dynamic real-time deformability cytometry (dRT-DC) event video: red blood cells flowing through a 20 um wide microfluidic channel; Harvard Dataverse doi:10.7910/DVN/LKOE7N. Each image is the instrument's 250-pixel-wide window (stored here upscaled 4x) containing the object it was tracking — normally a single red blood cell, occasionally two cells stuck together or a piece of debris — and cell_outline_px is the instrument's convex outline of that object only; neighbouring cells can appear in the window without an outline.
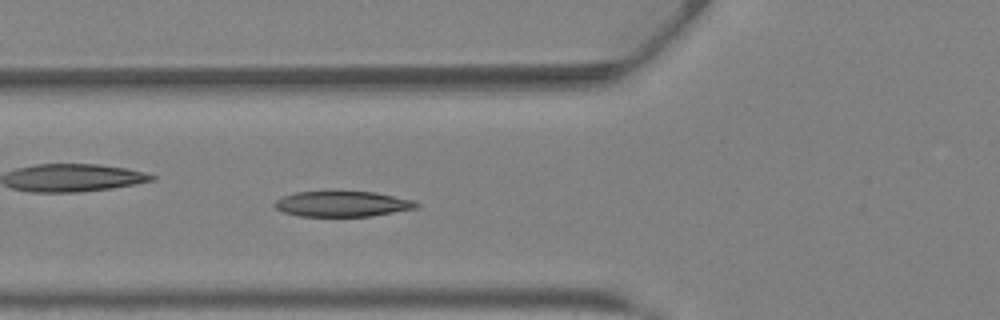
{"species": "Egyptian fruit bat (a non-hibernating species)", "species_latin": "Rousettus aegyptiacus", "temperature_condition": "warm", "stored_images_in_passage": 32, "camera_frame_rate_fps": 3000, "um_per_image_px": 0.085, "animal": {"sex": "female"}, "frame": {"image": 1, "passage_image": 6, "time_ms": 1.667, "image_size_px": [1000, 320], "cell_outline_px": [[420, 204], [416, 208], [372, 216], [300, 216], [284, 212], [276, 208], [272, 204], [276, 200], [284, 196], [296, 192], [376, 192], [412, 200]], "centroid_in_image_um": [29.1, 17.34], "position_along_channel_um": 96.7, "area_um2": 20.81}}
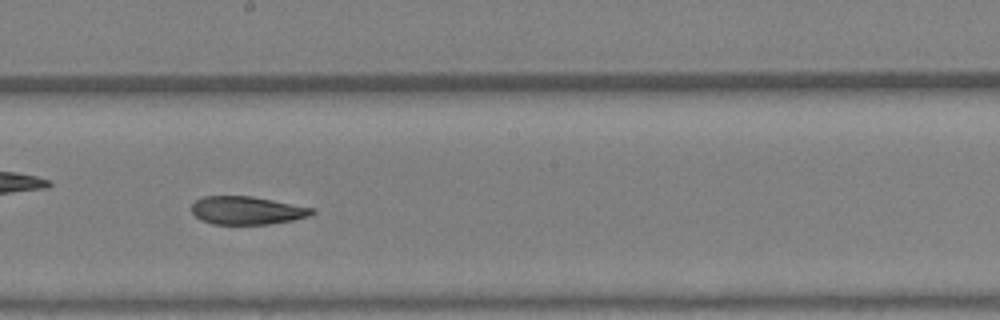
{"frame": {"image": 2, "passage_image": 14, "time_ms": 4.333, "image_size_px": [1000, 320], "cell_outline_px": [[316, 212], [308, 216], [292, 220], [268, 224], [212, 224], [200, 220], [192, 212], [192, 204], [196, 200], [204, 196], [252, 196], [316, 208]], "centroid_in_image_um": [21.0, 17.88], "position_along_channel_um": 227.2, "area_um2": 19.77}}
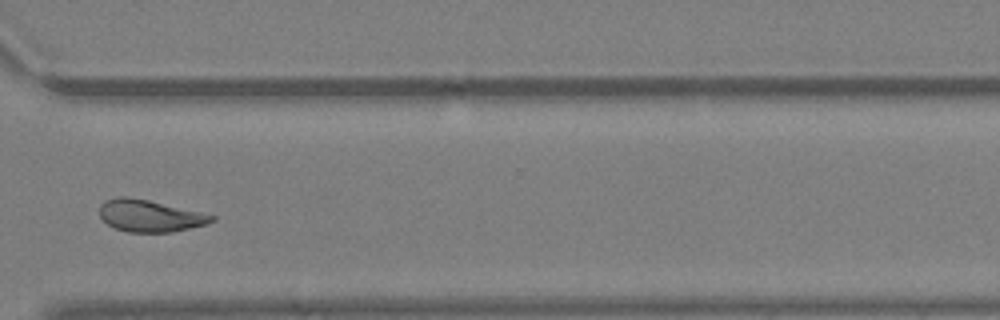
{"frame": {"image": 3, "passage_image": 22, "time_ms": 7.0, "image_size_px": [1000, 320], "cell_outline_px": [[216, 220], [208, 224], [172, 232], [128, 232], [116, 228], [108, 224], [100, 216], [100, 204], [104, 200], [120, 196], [128, 196], [148, 200], [200, 212], [216, 216]], "centroid_in_image_um": [12.74, 18.34], "position_along_channel_um": 357.9, "area_um2": 20.81}, "authors_computed_cell_mechanics": {"area_um2": 21.2993, "velocity_mm_per_s": 4.889, "shape_relaxation_time_tau1_ms": null, "shape_relaxation_time_tau2_ms": 4.1675, "deformation_change_tau1": null, "deformation_change_tau2": 0.1047}}